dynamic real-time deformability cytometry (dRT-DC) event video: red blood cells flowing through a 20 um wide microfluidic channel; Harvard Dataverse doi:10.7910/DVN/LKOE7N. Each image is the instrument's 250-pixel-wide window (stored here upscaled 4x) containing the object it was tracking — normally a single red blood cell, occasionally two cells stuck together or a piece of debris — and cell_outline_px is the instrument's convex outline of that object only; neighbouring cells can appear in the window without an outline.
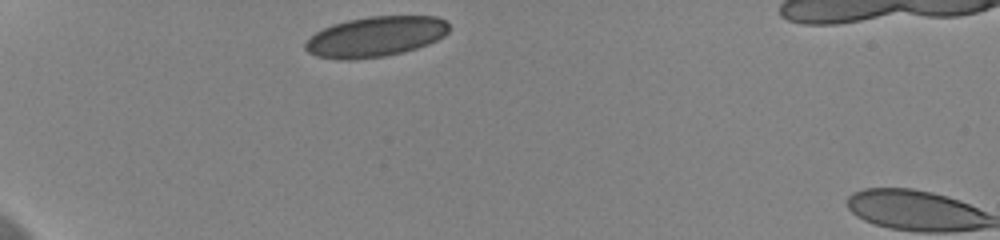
{"species": "human", "species_latin": "Homo sapiens", "temperature_condition": "cold", "stored_images_in_passage": 34, "camera_frame_rate_fps": 3000, "um_per_image_px": 0.085, "donor": {"sex": "female"}, "frame": {"image": 1, "passage_image": 1, "time_ms": 0.0, "image_size_px": [1000, 240], "cell_outline_px": [[448, 32], [444, 36], [428, 44], [416, 48], [384, 56], [352, 60], [340, 60], [316, 56], [308, 52], [304, 48], [304, 44], [316, 32], [332, 24], [348, 20], [372, 16], [436, 16], [448, 20]], "centroid_in_image_um": [31.92, 3.11], "position_along_channel_um": 53.1, "area_um2": 33.7}}
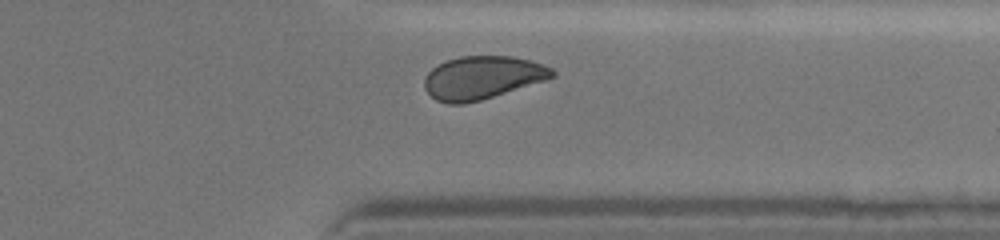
{"frame": {"image": 2, "passage_image": 30, "time_ms": 9.667, "image_size_px": [1000, 240], "cell_outline_px": [[556, 76], [548, 80], [480, 100], [464, 104], [448, 104], [436, 100], [424, 88], [424, 80], [428, 72], [432, 68], [448, 60], [460, 56], [512, 56], [532, 60], [544, 64], [552, 68], [556, 72]], "centroid_in_image_um": [41.05, 6.59], "position_along_channel_um": 370.4, "area_um2": 32.25}}
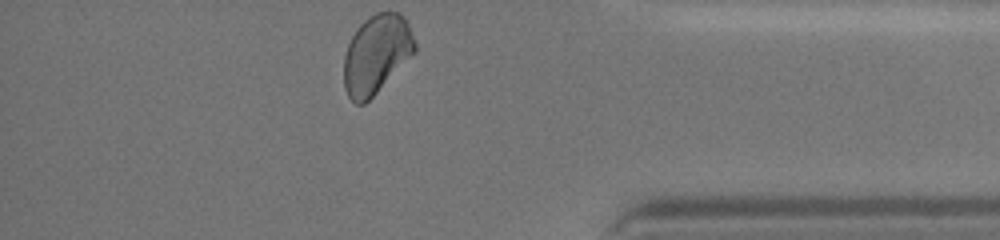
{"frame": {"image": 3, "passage_image": 34, "time_ms": 11.0, "image_size_px": [1000, 240], "cell_outline_px": [[416, 52], [364, 104], [356, 104], [348, 96], [344, 88], [344, 56], [348, 44], [356, 28], [368, 16], [376, 12], [400, 12], [404, 16], [408, 24], [416, 44]], "centroid_in_image_um": [31.99, 4.58], "position_along_channel_um": 403.2, "area_um2": 32.48}, "authors_computed_cell_mechanics": {"area_um2": 33.3506, "velocity_mm_per_s": 3.6184, "shape_relaxation_time_tau1_ms": 8.0955, "shape_relaxation_time_tau2_ms": 2.1336, "deformation_change_tau1": 0.1309, "deformation_change_tau2": 0.0633}}